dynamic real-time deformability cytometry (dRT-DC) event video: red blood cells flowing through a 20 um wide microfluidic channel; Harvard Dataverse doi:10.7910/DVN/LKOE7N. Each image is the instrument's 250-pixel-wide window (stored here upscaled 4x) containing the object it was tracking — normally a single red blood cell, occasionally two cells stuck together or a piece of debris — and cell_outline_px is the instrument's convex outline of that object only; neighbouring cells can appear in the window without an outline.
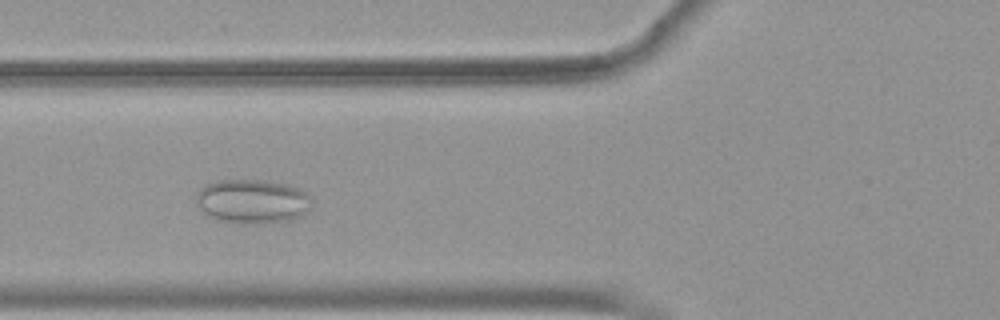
{"species": "common noctule bat (a hibernating species)", "species_latin": "Nyctalus noctula", "temperature_condition": "warm", "stored_images_in_passage": 44, "camera_frame_rate_fps": 3000, "um_per_image_px": 0.085, "animal": {"sex": "female", "body_mass_g": 19.9}, "frame": {"image": 1, "passage_image": 15, "time_ms": 4.667, "image_size_px": [1000, 320], "cell_outline_px": [[312, 204], [308, 208], [296, 216], [288, 220], [248, 224], [244, 224], [216, 220], [208, 216], [200, 208], [196, 200], [196, 192], [200, 188], [208, 184], [220, 180], [256, 180], [288, 184], [304, 192], [312, 200]], "centroid_in_image_um": [21.38, 17.11], "position_along_channel_um": 104.4, "area_um2": 29.25}}
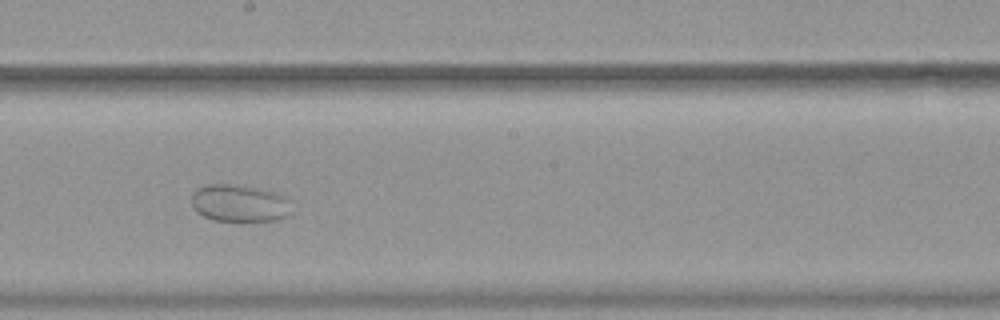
{"frame": {"image": 2, "passage_image": 25, "time_ms": 8.0, "image_size_px": [1000, 320], "cell_outline_px": [[288, 216], [276, 220], [244, 224], [212, 220], [196, 212], [192, 204], [192, 192], [196, 188], [208, 184], [228, 184], [256, 188], [272, 192], [288, 200]], "centroid_in_image_um": [20.28, 17.33], "position_along_channel_um": 227.9, "area_um2": 22.08}}
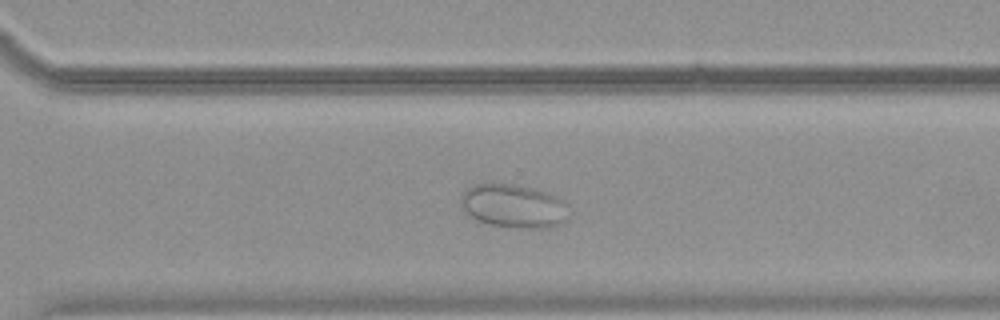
{"frame": {"image": 3, "passage_image": 33, "time_ms": 10.667, "image_size_px": [1000, 320], "cell_outline_px": [[568, 204], [564, 220], [560, 224], [548, 228], [520, 228], [492, 224], [480, 220], [472, 216], [460, 204], [460, 196], [468, 188], [476, 184], [488, 180], [516, 184], [536, 188], [548, 192], [564, 200]], "centroid_in_image_um": [43.66, 17.45], "position_along_channel_um": 326.9, "area_um2": 27.74}}